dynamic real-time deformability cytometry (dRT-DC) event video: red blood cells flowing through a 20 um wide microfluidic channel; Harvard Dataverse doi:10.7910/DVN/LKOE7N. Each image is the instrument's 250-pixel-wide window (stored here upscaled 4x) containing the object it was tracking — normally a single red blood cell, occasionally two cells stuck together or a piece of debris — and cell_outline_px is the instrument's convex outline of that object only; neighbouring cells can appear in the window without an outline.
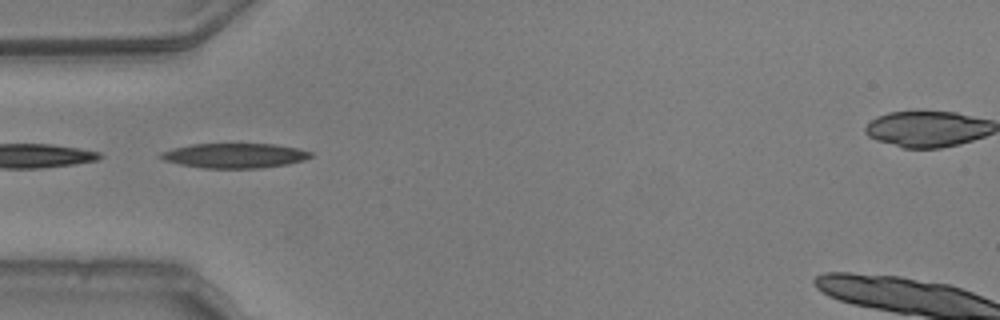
{"species": "common noctule bat (a hibernating species)", "species_latin": "Nyctalus noctula", "temperature_condition": "warm", "stored_images_in_passage": 8, "camera_frame_rate_fps": 3000, "um_per_image_px": 0.085, "animal": {"sex": "male", "body_mass_g": 20.5, "forearm_length_mm": 52.5}, "frame": {"image": 1, "passage_image": 1, "time_ms": 0.0, "image_size_px": [1000, 320], "cell_outline_px": [[312, 156], [304, 160], [288, 164], [260, 168], [204, 168], [180, 164], [164, 160], [156, 156], [160, 152], [172, 148], [192, 144], [276, 144], [296, 148], [312, 152]], "centroid_in_image_um": [19.92, 13.22], "position_along_channel_um": 65.1, "area_um2": 21.68}}